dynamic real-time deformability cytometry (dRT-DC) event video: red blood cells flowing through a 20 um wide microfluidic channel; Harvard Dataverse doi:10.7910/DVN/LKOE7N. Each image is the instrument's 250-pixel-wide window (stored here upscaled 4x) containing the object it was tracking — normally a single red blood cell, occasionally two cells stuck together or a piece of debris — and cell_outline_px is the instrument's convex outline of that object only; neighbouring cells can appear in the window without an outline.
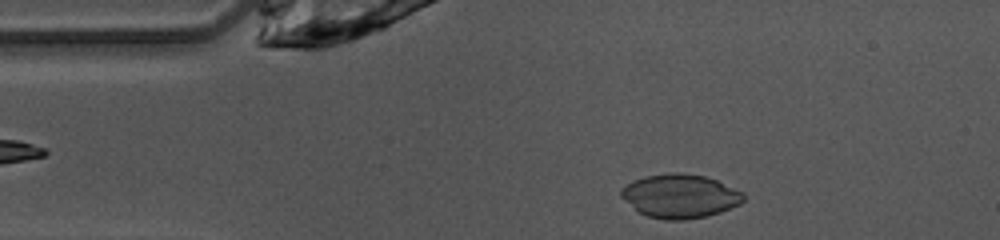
{"species": "common noctule bat (a hibernating species)", "species_latin": "Nyctalus noctula", "temperature_condition": "warm", "stored_images_in_passage": 36, "camera_frame_rate_fps": 3000, "um_per_image_px": 0.085, "animal": {"sex": "female", "body_mass_g": 10.0, "forearm_length_mm": 53.1}, "frame": {"image": 1, "passage_image": 2, "time_ms": 0.333, "image_size_px": [1000, 240], "cell_outline_px": [[744, 200], [740, 204], [720, 212], [708, 216], [684, 220], [664, 220], [648, 216], [640, 212], [624, 200], [620, 196], [620, 188], [632, 180], [648, 176], [672, 172], [680, 172], [704, 176], [716, 180], [744, 192]], "centroid_in_image_um": [57.8, 16.66], "position_along_channel_um": 27.2, "area_um2": 31.27}}
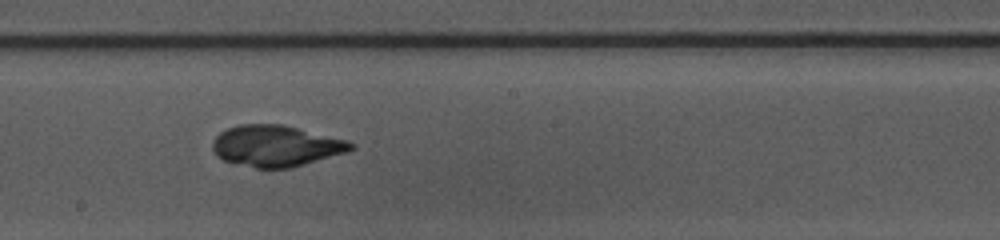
{"frame": {"image": 2, "passage_image": 19, "time_ms": 6.0, "image_size_px": [1000, 240], "cell_outline_px": [[356, 148], [348, 152], [292, 168], [256, 168], [224, 160], [216, 156], [212, 148], [212, 140], [220, 132], [228, 128], [240, 124], [284, 124], [348, 140], [356, 144]], "centroid_in_image_um": [23.5, 12.4], "position_along_channel_um": 224.7, "area_um2": 33.58}}
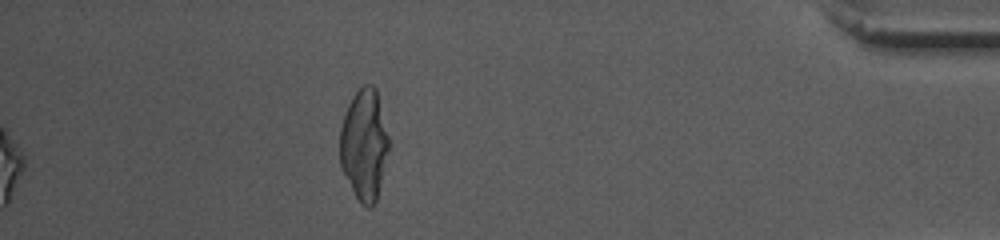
{"frame": {"image": 3, "passage_image": 36, "time_ms": 11.667, "image_size_px": [1000, 240], "cell_outline_px": [[388, 148], [376, 200], [372, 208], [368, 208], [360, 204], [340, 168], [340, 128], [348, 104], [352, 96], [364, 84], [372, 84], [376, 88], [388, 136]], "centroid_in_image_um": [30.93, 12.3], "position_along_channel_um": 404.3, "area_um2": 31.33}}